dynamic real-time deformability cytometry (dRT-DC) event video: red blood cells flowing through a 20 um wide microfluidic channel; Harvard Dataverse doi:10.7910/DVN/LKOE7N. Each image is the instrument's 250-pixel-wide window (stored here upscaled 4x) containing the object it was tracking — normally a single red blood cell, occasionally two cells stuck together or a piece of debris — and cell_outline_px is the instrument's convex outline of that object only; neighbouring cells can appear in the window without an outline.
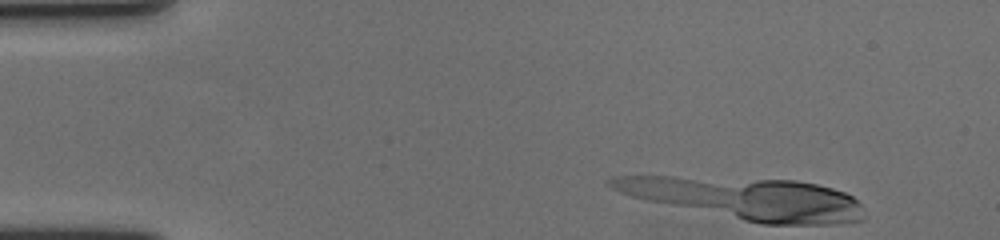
{"species": "human", "species_latin": "Homo sapiens", "temperature_condition": "cold", "stored_images_in_passage": 9, "camera_frame_rate_fps": 3000, "um_per_image_px": 0.085, "donor": {"sex": "female"}, "frame": {"image": 1, "passage_image": 1, "time_ms": 0.0, "image_size_px": [1000, 240], "cell_outline_px": [[864, 220], [840, 224], [760, 224], [648, 200], [632, 196], [620, 192], [612, 188], [604, 180], [612, 176], [672, 176], [796, 180], [816, 184], [832, 188], [844, 192], [852, 196], [860, 204], [864, 216]], "centroid_in_image_um": [63.47, 16.86], "position_along_channel_um": 21.5, "area_um2": 61.67}}